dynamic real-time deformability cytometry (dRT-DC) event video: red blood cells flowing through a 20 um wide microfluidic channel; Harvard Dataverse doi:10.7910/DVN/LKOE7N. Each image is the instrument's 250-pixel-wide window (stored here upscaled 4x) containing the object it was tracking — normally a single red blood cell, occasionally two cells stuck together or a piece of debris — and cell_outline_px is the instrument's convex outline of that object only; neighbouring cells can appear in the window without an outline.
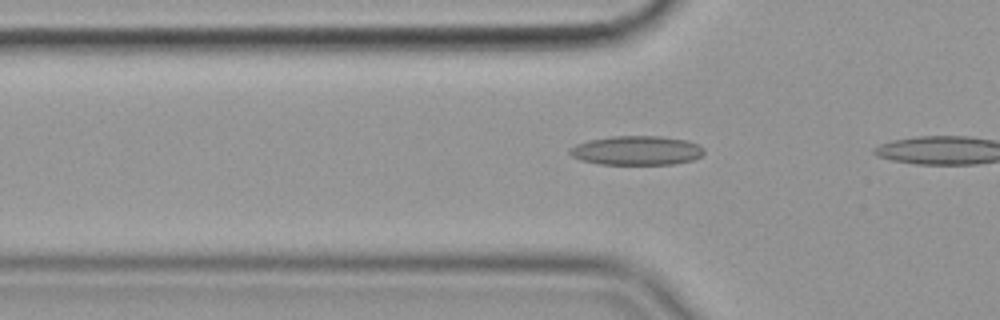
{"species": "common noctule bat (a hibernating species)", "species_latin": "Nyctalus noctula", "temperature_condition": "cold", "stored_images_in_passage": 12, "camera_frame_rate_fps": 3000, "um_per_image_px": 0.085, "animal": {"sex": "female", "body_mass_g": 19.9}, "frame": {"image": 1, "passage_image": 9, "time_ms": 2.667, "image_size_px": [1000, 320], "cell_outline_px": [[704, 152], [700, 156], [692, 160], [676, 164], [600, 164], [580, 160], [572, 156], [568, 152], [568, 148], [576, 144], [588, 140], [612, 136], [660, 136], [688, 140], [704, 148]], "centroid_in_image_um": [54.09, 12.79], "position_along_channel_um": 71.7, "area_um2": 22.95}}